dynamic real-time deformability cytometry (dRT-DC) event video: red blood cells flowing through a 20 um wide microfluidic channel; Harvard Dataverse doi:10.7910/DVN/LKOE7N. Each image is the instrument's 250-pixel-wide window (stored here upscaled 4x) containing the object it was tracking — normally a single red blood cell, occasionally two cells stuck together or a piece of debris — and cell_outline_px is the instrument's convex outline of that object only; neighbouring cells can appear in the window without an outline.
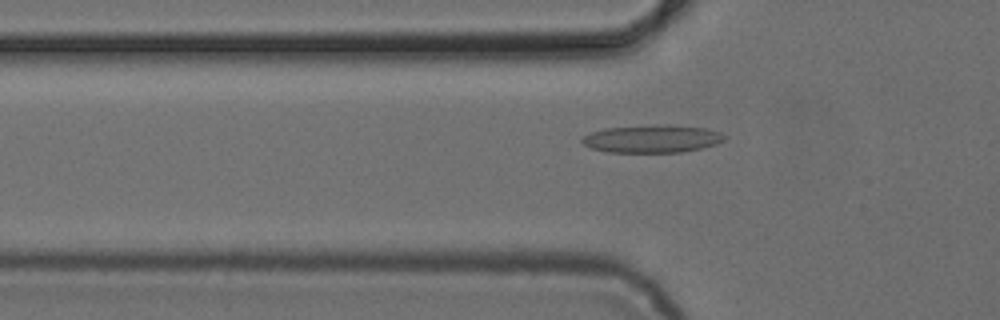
{"species": "common noctule bat (a hibernating species)", "species_latin": "Nyctalus noctula", "temperature_condition": "cold", "stored_images_in_passage": 52, "camera_frame_rate_fps": 3000, "um_per_image_px": 0.085, "animal": {"sex": "female", "body_mass_g": 24.6, "forearm_length_mm": 56.2}, "frame": {"image": 1, "passage_image": 17, "time_ms": 5.333, "image_size_px": [1000, 320], "cell_outline_px": [[728, 136], [724, 140], [716, 144], [700, 148], [680, 152], [608, 152], [592, 148], [584, 144], [580, 140], [584, 136], [592, 132], [604, 128], [656, 124], [668, 124], [708, 128], [720, 132]], "centroid_in_image_um": [55.46, 11.78], "position_along_channel_um": 70.3, "area_um2": 23.18}}
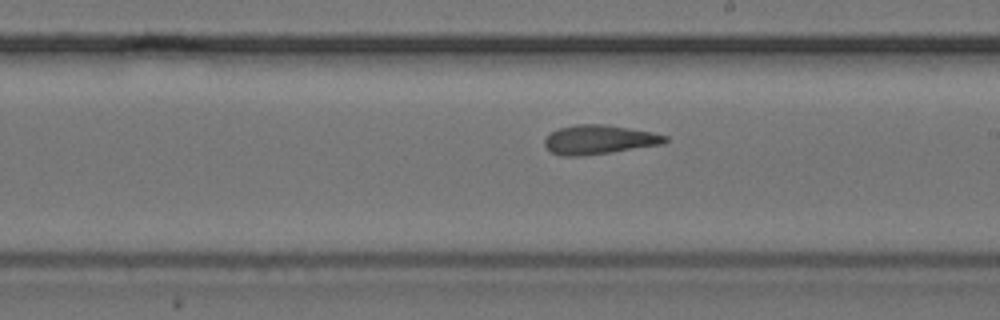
{"frame": {"image": 2, "passage_image": 30, "time_ms": 9.667, "image_size_px": [1000, 320], "cell_outline_px": [[668, 140], [664, 144], [612, 152], [584, 156], [560, 156], [552, 152], [544, 144], [544, 140], [552, 132], [560, 128], [576, 124], [604, 124], [652, 132], [668, 136]], "centroid_in_image_um": [50.94, 11.88], "position_along_channel_um": 238.1, "area_um2": 20.46}}
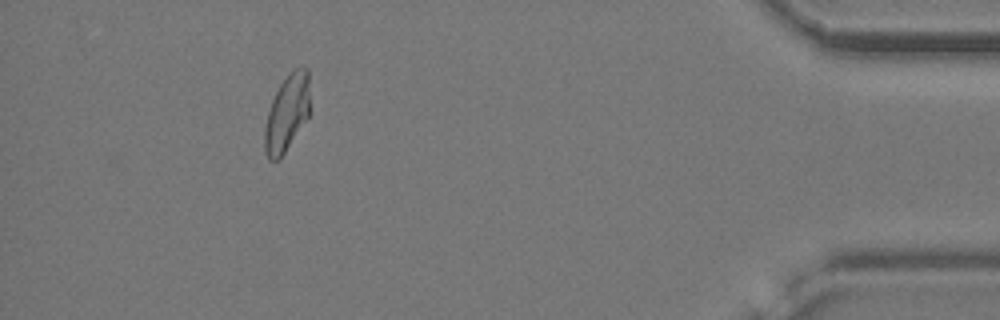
{"frame": {"image": 3, "passage_image": 48, "time_ms": 15.667, "image_size_px": [1000, 320], "cell_outline_px": [[312, 112], [280, 160], [268, 160], [264, 152], [264, 128], [268, 112], [272, 100], [280, 84], [292, 68], [308, 68]], "centroid_in_image_um": [24.43, 9.62], "position_along_channel_um": 410.8, "area_um2": 20.92}, "authors_computed_cell_mechanics": {"area_um2": 20.6924, "velocity_mm_per_s": 3.854, "shape_relaxation_time_tau1_ms": 8.4585, "shape_relaxation_time_tau2_ms": 3.4794, "deformation_change_tau1": 0.2132, "deformation_change_tau2": 0.1295}}